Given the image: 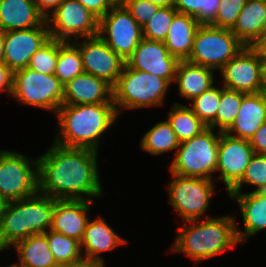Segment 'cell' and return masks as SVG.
<instances>
[{"instance_id": "cell-1", "label": "cell", "mask_w": 266, "mask_h": 267, "mask_svg": "<svg viewBox=\"0 0 266 267\" xmlns=\"http://www.w3.org/2000/svg\"><path fill=\"white\" fill-rule=\"evenodd\" d=\"M98 153L53 142L38 158V192L56 200H89L103 196Z\"/></svg>"}, {"instance_id": "cell-2", "label": "cell", "mask_w": 266, "mask_h": 267, "mask_svg": "<svg viewBox=\"0 0 266 267\" xmlns=\"http://www.w3.org/2000/svg\"><path fill=\"white\" fill-rule=\"evenodd\" d=\"M58 133L54 143L98 152L102 135L119 116L114 103L62 104L57 111Z\"/></svg>"}, {"instance_id": "cell-3", "label": "cell", "mask_w": 266, "mask_h": 267, "mask_svg": "<svg viewBox=\"0 0 266 267\" xmlns=\"http://www.w3.org/2000/svg\"><path fill=\"white\" fill-rule=\"evenodd\" d=\"M178 227L171 251L183 253L195 262L205 261L239 244L235 218L228 215L186 221Z\"/></svg>"}, {"instance_id": "cell-4", "label": "cell", "mask_w": 266, "mask_h": 267, "mask_svg": "<svg viewBox=\"0 0 266 267\" xmlns=\"http://www.w3.org/2000/svg\"><path fill=\"white\" fill-rule=\"evenodd\" d=\"M56 199L37 192L10 202L0 221V252L19 240L47 232L52 225Z\"/></svg>"}, {"instance_id": "cell-5", "label": "cell", "mask_w": 266, "mask_h": 267, "mask_svg": "<svg viewBox=\"0 0 266 267\" xmlns=\"http://www.w3.org/2000/svg\"><path fill=\"white\" fill-rule=\"evenodd\" d=\"M170 84L163 78L126 64L113 86V103L119 115L124 108L139 109L164 105ZM122 108V109H121Z\"/></svg>"}, {"instance_id": "cell-6", "label": "cell", "mask_w": 266, "mask_h": 267, "mask_svg": "<svg viewBox=\"0 0 266 267\" xmlns=\"http://www.w3.org/2000/svg\"><path fill=\"white\" fill-rule=\"evenodd\" d=\"M207 127L199 135L181 142L173 157L169 172L182 177L214 179L218 159L220 131Z\"/></svg>"}, {"instance_id": "cell-7", "label": "cell", "mask_w": 266, "mask_h": 267, "mask_svg": "<svg viewBox=\"0 0 266 267\" xmlns=\"http://www.w3.org/2000/svg\"><path fill=\"white\" fill-rule=\"evenodd\" d=\"M244 47L230 29L201 24L196 31L192 52L187 61L220 71Z\"/></svg>"}, {"instance_id": "cell-8", "label": "cell", "mask_w": 266, "mask_h": 267, "mask_svg": "<svg viewBox=\"0 0 266 267\" xmlns=\"http://www.w3.org/2000/svg\"><path fill=\"white\" fill-rule=\"evenodd\" d=\"M64 85L54 74H43L28 67L13 72L11 98L21 105L38 107L57 113L63 104Z\"/></svg>"}, {"instance_id": "cell-9", "label": "cell", "mask_w": 266, "mask_h": 267, "mask_svg": "<svg viewBox=\"0 0 266 267\" xmlns=\"http://www.w3.org/2000/svg\"><path fill=\"white\" fill-rule=\"evenodd\" d=\"M38 192V158L0 150V193L10 203Z\"/></svg>"}, {"instance_id": "cell-10", "label": "cell", "mask_w": 266, "mask_h": 267, "mask_svg": "<svg viewBox=\"0 0 266 267\" xmlns=\"http://www.w3.org/2000/svg\"><path fill=\"white\" fill-rule=\"evenodd\" d=\"M171 176V182L166 185L171 207L185 222L202 219L216 192L214 180L182 177L172 173Z\"/></svg>"}, {"instance_id": "cell-11", "label": "cell", "mask_w": 266, "mask_h": 267, "mask_svg": "<svg viewBox=\"0 0 266 267\" xmlns=\"http://www.w3.org/2000/svg\"><path fill=\"white\" fill-rule=\"evenodd\" d=\"M46 21L50 38L62 41L93 37L99 31V18L78 0H64Z\"/></svg>"}, {"instance_id": "cell-12", "label": "cell", "mask_w": 266, "mask_h": 267, "mask_svg": "<svg viewBox=\"0 0 266 267\" xmlns=\"http://www.w3.org/2000/svg\"><path fill=\"white\" fill-rule=\"evenodd\" d=\"M98 36L126 62L143 39V32L124 5L115 4L99 19Z\"/></svg>"}, {"instance_id": "cell-13", "label": "cell", "mask_w": 266, "mask_h": 267, "mask_svg": "<svg viewBox=\"0 0 266 267\" xmlns=\"http://www.w3.org/2000/svg\"><path fill=\"white\" fill-rule=\"evenodd\" d=\"M219 73L223 78L224 88L245 94L264 91L262 62L253 47L245 46Z\"/></svg>"}, {"instance_id": "cell-14", "label": "cell", "mask_w": 266, "mask_h": 267, "mask_svg": "<svg viewBox=\"0 0 266 267\" xmlns=\"http://www.w3.org/2000/svg\"><path fill=\"white\" fill-rule=\"evenodd\" d=\"M72 41L82 55L83 70L105 80L112 87L116 84L126 62L98 35Z\"/></svg>"}, {"instance_id": "cell-15", "label": "cell", "mask_w": 266, "mask_h": 267, "mask_svg": "<svg viewBox=\"0 0 266 267\" xmlns=\"http://www.w3.org/2000/svg\"><path fill=\"white\" fill-rule=\"evenodd\" d=\"M254 154L249 140L221 132L216 172L219 171L217 179L224 182L227 192L242 178Z\"/></svg>"}, {"instance_id": "cell-16", "label": "cell", "mask_w": 266, "mask_h": 267, "mask_svg": "<svg viewBox=\"0 0 266 267\" xmlns=\"http://www.w3.org/2000/svg\"><path fill=\"white\" fill-rule=\"evenodd\" d=\"M49 39L46 20L30 29L5 31L4 63L13 72L26 68L31 56Z\"/></svg>"}, {"instance_id": "cell-17", "label": "cell", "mask_w": 266, "mask_h": 267, "mask_svg": "<svg viewBox=\"0 0 266 267\" xmlns=\"http://www.w3.org/2000/svg\"><path fill=\"white\" fill-rule=\"evenodd\" d=\"M179 60L171 55L164 42L143 38L127 59L126 65L132 69L153 73L165 79L170 85L175 81Z\"/></svg>"}, {"instance_id": "cell-18", "label": "cell", "mask_w": 266, "mask_h": 267, "mask_svg": "<svg viewBox=\"0 0 266 267\" xmlns=\"http://www.w3.org/2000/svg\"><path fill=\"white\" fill-rule=\"evenodd\" d=\"M113 103V87L105 80L83 72L64 85L63 104Z\"/></svg>"}, {"instance_id": "cell-19", "label": "cell", "mask_w": 266, "mask_h": 267, "mask_svg": "<svg viewBox=\"0 0 266 267\" xmlns=\"http://www.w3.org/2000/svg\"><path fill=\"white\" fill-rule=\"evenodd\" d=\"M92 203L89 200H56L50 229L81 242Z\"/></svg>"}, {"instance_id": "cell-20", "label": "cell", "mask_w": 266, "mask_h": 267, "mask_svg": "<svg viewBox=\"0 0 266 267\" xmlns=\"http://www.w3.org/2000/svg\"><path fill=\"white\" fill-rule=\"evenodd\" d=\"M265 122V90L244 94L238 115L225 133L232 137L250 140Z\"/></svg>"}, {"instance_id": "cell-21", "label": "cell", "mask_w": 266, "mask_h": 267, "mask_svg": "<svg viewBox=\"0 0 266 267\" xmlns=\"http://www.w3.org/2000/svg\"><path fill=\"white\" fill-rule=\"evenodd\" d=\"M228 195L231 200H236L240 207L244 231L236 225V235L239 243H245L250 236L266 228V191Z\"/></svg>"}, {"instance_id": "cell-22", "label": "cell", "mask_w": 266, "mask_h": 267, "mask_svg": "<svg viewBox=\"0 0 266 267\" xmlns=\"http://www.w3.org/2000/svg\"><path fill=\"white\" fill-rule=\"evenodd\" d=\"M126 243L127 241L120 237L105 219L98 216L94 220H88L80 248L82 257L104 262L100 256L102 252L112 251Z\"/></svg>"}, {"instance_id": "cell-23", "label": "cell", "mask_w": 266, "mask_h": 267, "mask_svg": "<svg viewBox=\"0 0 266 267\" xmlns=\"http://www.w3.org/2000/svg\"><path fill=\"white\" fill-rule=\"evenodd\" d=\"M45 17L34 0H0V30H25L40 26Z\"/></svg>"}, {"instance_id": "cell-24", "label": "cell", "mask_w": 266, "mask_h": 267, "mask_svg": "<svg viewBox=\"0 0 266 267\" xmlns=\"http://www.w3.org/2000/svg\"><path fill=\"white\" fill-rule=\"evenodd\" d=\"M231 32L252 47L266 32V0H247Z\"/></svg>"}, {"instance_id": "cell-25", "label": "cell", "mask_w": 266, "mask_h": 267, "mask_svg": "<svg viewBox=\"0 0 266 267\" xmlns=\"http://www.w3.org/2000/svg\"><path fill=\"white\" fill-rule=\"evenodd\" d=\"M214 76L213 69L181 60L177 65L174 82L180 96L192 101L215 84Z\"/></svg>"}, {"instance_id": "cell-26", "label": "cell", "mask_w": 266, "mask_h": 267, "mask_svg": "<svg viewBox=\"0 0 266 267\" xmlns=\"http://www.w3.org/2000/svg\"><path fill=\"white\" fill-rule=\"evenodd\" d=\"M201 24L190 15L177 13L164 41L169 53L179 61L187 60L192 52L194 37Z\"/></svg>"}, {"instance_id": "cell-27", "label": "cell", "mask_w": 266, "mask_h": 267, "mask_svg": "<svg viewBox=\"0 0 266 267\" xmlns=\"http://www.w3.org/2000/svg\"><path fill=\"white\" fill-rule=\"evenodd\" d=\"M12 246L18 256L16 267H60L50 251L46 232L31 235Z\"/></svg>"}, {"instance_id": "cell-28", "label": "cell", "mask_w": 266, "mask_h": 267, "mask_svg": "<svg viewBox=\"0 0 266 267\" xmlns=\"http://www.w3.org/2000/svg\"><path fill=\"white\" fill-rule=\"evenodd\" d=\"M168 113L167 121L180 143L190 140L207 128L186 104L175 102Z\"/></svg>"}, {"instance_id": "cell-29", "label": "cell", "mask_w": 266, "mask_h": 267, "mask_svg": "<svg viewBox=\"0 0 266 267\" xmlns=\"http://www.w3.org/2000/svg\"><path fill=\"white\" fill-rule=\"evenodd\" d=\"M141 139V149L155 156L172 150L176 151L180 145L167 119L152 126Z\"/></svg>"}, {"instance_id": "cell-30", "label": "cell", "mask_w": 266, "mask_h": 267, "mask_svg": "<svg viewBox=\"0 0 266 267\" xmlns=\"http://www.w3.org/2000/svg\"><path fill=\"white\" fill-rule=\"evenodd\" d=\"M83 72L82 55L79 48L71 41L58 40V60L54 75L65 85Z\"/></svg>"}, {"instance_id": "cell-31", "label": "cell", "mask_w": 266, "mask_h": 267, "mask_svg": "<svg viewBox=\"0 0 266 267\" xmlns=\"http://www.w3.org/2000/svg\"><path fill=\"white\" fill-rule=\"evenodd\" d=\"M47 243L56 263L62 267L82 257L80 242L49 229L46 232Z\"/></svg>"}, {"instance_id": "cell-32", "label": "cell", "mask_w": 266, "mask_h": 267, "mask_svg": "<svg viewBox=\"0 0 266 267\" xmlns=\"http://www.w3.org/2000/svg\"><path fill=\"white\" fill-rule=\"evenodd\" d=\"M244 94L222 86L216 119L208 127L212 129L217 127L216 130L225 132L238 115Z\"/></svg>"}, {"instance_id": "cell-33", "label": "cell", "mask_w": 266, "mask_h": 267, "mask_svg": "<svg viewBox=\"0 0 266 267\" xmlns=\"http://www.w3.org/2000/svg\"><path fill=\"white\" fill-rule=\"evenodd\" d=\"M243 183L255 186L254 192L266 191V155L254 154L242 178L227 193H242Z\"/></svg>"}, {"instance_id": "cell-34", "label": "cell", "mask_w": 266, "mask_h": 267, "mask_svg": "<svg viewBox=\"0 0 266 267\" xmlns=\"http://www.w3.org/2000/svg\"><path fill=\"white\" fill-rule=\"evenodd\" d=\"M220 0H174L178 13L193 16L200 24H210L216 17Z\"/></svg>"}, {"instance_id": "cell-35", "label": "cell", "mask_w": 266, "mask_h": 267, "mask_svg": "<svg viewBox=\"0 0 266 267\" xmlns=\"http://www.w3.org/2000/svg\"><path fill=\"white\" fill-rule=\"evenodd\" d=\"M221 89L213 85L200 96L192 100L190 108L195 115L208 127L215 119L220 104Z\"/></svg>"}, {"instance_id": "cell-36", "label": "cell", "mask_w": 266, "mask_h": 267, "mask_svg": "<svg viewBox=\"0 0 266 267\" xmlns=\"http://www.w3.org/2000/svg\"><path fill=\"white\" fill-rule=\"evenodd\" d=\"M177 13V10L173 6L159 7L152 18L142 27L143 38L164 42L173 17Z\"/></svg>"}, {"instance_id": "cell-37", "label": "cell", "mask_w": 266, "mask_h": 267, "mask_svg": "<svg viewBox=\"0 0 266 267\" xmlns=\"http://www.w3.org/2000/svg\"><path fill=\"white\" fill-rule=\"evenodd\" d=\"M58 40L50 38L30 58L28 68L43 74H55Z\"/></svg>"}, {"instance_id": "cell-38", "label": "cell", "mask_w": 266, "mask_h": 267, "mask_svg": "<svg viewBox=\"0 0 266 267\" xmlns=\"http://www.w3.org/2000/svg\"><path fill=\"white\" fill-rule=\"evenodd\" d=\"M246 2L247 0H220L217 15L210 25L231 30Z\"/></svg>"}, {"instance_id": "cell-39", "label": "cell", "mask_w": 266, "mask_h": 267, "mask_svg": "<svg viewBox=\"0 0 266 267\" xmlns=\"http://www.w3.org/2000/svg\"><path fill=\"white\" fill-rule=\"evenodd\" d=\"M123 5L141 27H143L159 9V6L153 4L149 0H126Z\"/></svg>"}, {"instance_id": "cell-40", "label": "cell", "mask_w": 266, "mask_h": 267, "mask_svg": "<svg viewBox=\"0 0 266 267\" xmlns=\"http://www.w3.org/2000/svg\"><path fill=\"white\" fill-rule=\"evenodd\" d=\"M85 8L99 19L103 17L114 5L113 0H78Z\"/></svg>"}, {"instance_id": "cell-41", "label": "cell", "mask_w": 266, "mask_h": 267, "mask_svg": "<svg viewBox=\"0 0 266 267\" xmlns=\"http://www.w3.org/2000/svg\"><path fill=\"white\" fill-rule=\"evenodd\" d=\"M249 141L254 153L266 155V122L260 126Z\"/></svg>"}, {"instance_id": "cell-42", "label": "cell", "mask_w": 266, "mask_h": 267, "mask_svg": "<svg viewBox=\"0 0 266 267\" xmlns=\"http://www.w3.org/2000/svg\"><path fill=\"white\" fill-rule=\"evenodd\" d=\"M13 89V71L5 64H0V91L11 96Z\"/></svg>"}, {"instance_id": "cell-43", "label": "cell", "mask_w": 266, "mask_h": 267, "mask_svg": "<svg viewBox=\"0 0 266 267\" xmlns=\"http://www.w3.org/2000/svg\"><path fill=\"white\" fill-rule=\"evenodd\" d=\"M64 0H34L38 11L45 17L49 16Z\"/></svg>"}, {"instance_id": "cell-44", "label": "cell", "mask_w": 266, "mask_h": 267, "mask_svg": "<svg viewBox=\"0 0 266 267\" xmlns=\"http://www.w3.org/2000/svg\"><path fill=\"white\" fill-rule=\"evenodd\" d=\"M62 267H106L105 263L91 258L81 257L80 259Z\"/></svg>"}, {"instance_id": "cell-45", "label": "cell", "mask_w": 266, "mask_h": 267, "mask_svg": "<svg viewBox=\"0 0 266 267\" xmlns=\"http://www.w3.org/2000/svg\"><path fill=\"white\" fill-rule=\"evenodd\" d=\"M252 47L259 53L260 56H266V32Z\"/></svg>"}, {"instance_id": "cell-46", "label": "cell", "mask_w": 266, "mask_h": 267, "mask_svg": "<svg viewBox=\"0 0 266 267\" xmlns=\"http://www.w3.org/2000/svg\"><path fill=\"white\" fill-rule=\"evenodd\" d=\"M5 32L0 30V64L4 63Z\"/></svg>"}, {"instance_id": "cell-47", "label": "cell", "mask_w": 266, "mask_h": 267, "mask_svg": "<svg viewBox=\"0 0 266 267\" xmlns=\"http://www.w3.org/2000/svg\"><path fill=\"white\" fill-rule=\"evenodd\" d=\"M149 1L159 7H172L174 5V0H149Z\"/></svg>"}, {"instance_id": "cell-48", "label": "cell", "mask_w": 266, "mask_h": 267, "mask_svg": "<svg viewBox=\"0 0 266 267\" xmlns=\"http://www.w3.org/2000/svg\"><path fill=\"white\" fill-rule=\"evenodd\" d=\"M262 62V80L264 84V90H266V56H260Z\"/></svg>"}, {"instance_id": "cell-49", "label": "cell", "mask_w": 266, "mask_h": 267, "mask_svg": "<svg viewBox=\"0 0 266 267\" xmlns=\"http://www.w3.org/2000/svg\"><path fill=\"white\" fill-rule=\"evenodd\" d=\"M8 203L9 202L0 193V221L4 214L5 209L7 208Z\"/></svg>"}, {"instance_id": "cell-50", "label": "cell", "mask_w": 266, "mask_h": 267, "mask_svg": "<svg viewBox=\"0 0 266 267\" xmlns=\"http://www.w3.org/2000/svg\"><path fill=\"white\" fill-rule=\"evenodd\" d=\"M115 4H123L126 0H113Z\"/></svg>"}, {"instance_id": "cell-51", "label": "cell", "mask_w": 266, "mask_h": 267, "mask_svg": "<svg viewBox=\"0 0 266 267\" xmlns=\"http://www.w3.org/2000/svg\"><path fill=\"white\" fill-rule=\"evenodd\" d=\"M1 267V266H0ZM5 267H16L14 264Z\"/></svg>"}]
</instances>
